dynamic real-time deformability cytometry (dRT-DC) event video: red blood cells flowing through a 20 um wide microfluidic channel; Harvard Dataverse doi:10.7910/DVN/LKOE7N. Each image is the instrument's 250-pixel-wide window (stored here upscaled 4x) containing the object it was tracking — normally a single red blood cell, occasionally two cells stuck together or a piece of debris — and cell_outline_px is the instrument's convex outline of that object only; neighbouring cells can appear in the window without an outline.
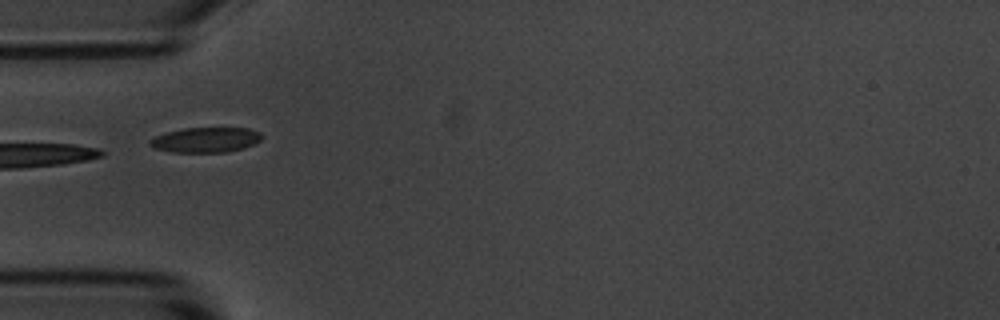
{"species": "common noctule bat (a hibernating species)", "species_latin": "Nyctalus noctula", "temperature_condition": "room temperature", "stored_images_in_passage": 6, "camera_frame_rate_fps": 3000, "um_per_image_px": 0.085, "animal": {"sex": "male", "body_mass_g": 20.1, "forearm_length_mm": 53.5}, "frame": {"image": 1, "passage_image": 5, "time_ms": 5.333, "image_size_px": [1000, 320], "cell_outline_px": [[264, 136], [260, 140], [244, 148], [228, 152], [172, 152], [152, 148], [148, 144], [148, 140], [156, 136], [168, 132], [184, 128], [248, 128], [260, 132]], "centroid_in_image_um": [17.47, 11.89], "position_along_channel_um": 67.5, "area_um2": 16.42}}